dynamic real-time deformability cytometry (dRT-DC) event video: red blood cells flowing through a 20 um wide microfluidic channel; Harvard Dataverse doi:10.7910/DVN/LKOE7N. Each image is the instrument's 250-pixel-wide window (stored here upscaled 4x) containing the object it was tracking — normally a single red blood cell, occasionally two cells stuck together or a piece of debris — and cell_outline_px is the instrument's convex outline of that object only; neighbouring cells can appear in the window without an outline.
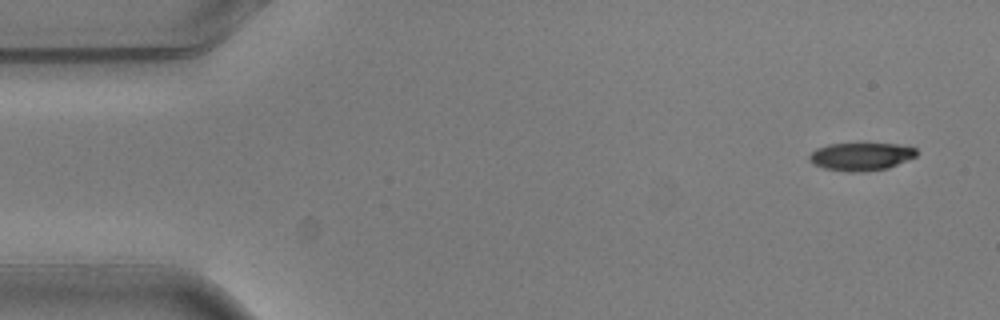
{"species": "common noctule bat (a hibernating species)", "species_latin": "Nyctalus noctula", "temperature_condition": "warm", "stored_images_in_passage": 4, "camera_frame_rate_fps": 3000, "um_per_image_px": 0.085, "animal": {"sex": "male", "body_mass_g": 20.5, "forearm_length_mm": 52.5}, "frame": {"image": 1, "passage_image": 1, "time_ms": 0.0, "image_size_px": [1000, 320], "cell_outline_px": [[920, 152], [916, 156], [888, 168], [864, 172], [848, 172], [824, 168], [812, 164], [808, 160], [808, 156], [816, 148], [828, 144], [900, 144], [916, 148]], "centroid_in_image_um": [73.18, 13.31], "position_along_channel_um": 11.8, "area_um2": 17.57}}